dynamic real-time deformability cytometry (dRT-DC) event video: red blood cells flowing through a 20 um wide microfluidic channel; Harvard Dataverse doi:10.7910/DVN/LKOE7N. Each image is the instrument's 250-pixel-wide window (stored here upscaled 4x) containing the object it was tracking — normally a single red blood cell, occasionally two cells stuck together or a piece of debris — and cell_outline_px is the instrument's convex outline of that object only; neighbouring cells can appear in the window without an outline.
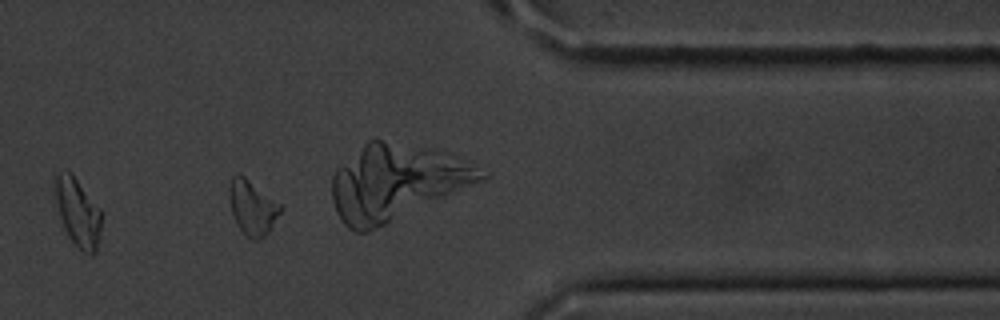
{"species": "common noctule bat (a hibernating species)", "species_latin": "Nyctalus noctula", "temperature_condition": "cold", "stored_images_in_passage": 41, "camera_frame_rate_fps": 3000, "um_per_image_px": 0.085, "animal": {"sex": "male", "body_mass_g": 20.1, "forearm_length_mm": 53.5}, "frame": {"image": 1, "passage_image": 30, "time_ms": 9.667, "image_size_px": [1000, 320], "cell_outline_px": [[284, 208], [268, 232], [260, 240], [252, 240], [240, 228], [232, 212], [228, 196], [228, 192], [232, 176], [236, 172], [244, 176], [284, 204]], "centroid_in_image_um": [21.5, 17.6], "position_along_channel_um": 389.9, "area_um2": 16.53}, "authors_computed_cell_mechanics": {"area_um2": 16.3574, "velocity_mm_per_s": 3.5724, "shape_relaxation_time_tau1_ms": 5.11, "shape_relaxation_time_tau2_ms": null, "deformation_change_tau1": 0.1251, "deformation_change_tau2": null}}